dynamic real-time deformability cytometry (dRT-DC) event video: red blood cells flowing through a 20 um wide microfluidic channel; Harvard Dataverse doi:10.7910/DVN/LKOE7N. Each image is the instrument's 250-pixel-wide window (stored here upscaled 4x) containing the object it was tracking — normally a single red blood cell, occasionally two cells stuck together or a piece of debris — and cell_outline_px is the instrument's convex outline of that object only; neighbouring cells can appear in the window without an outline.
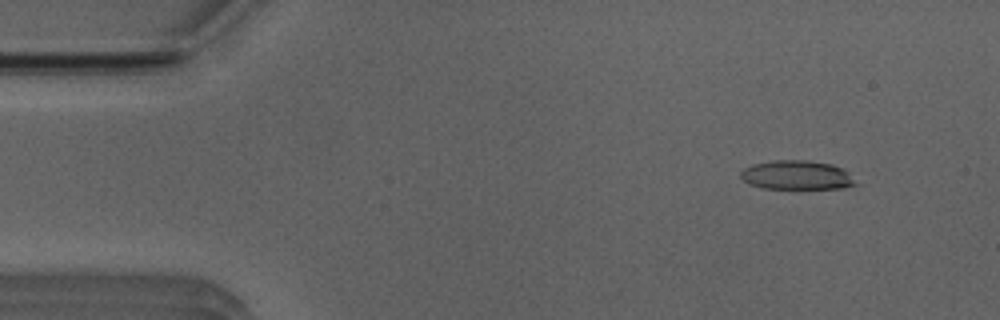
{"species": "Egyptian fruit bat (a non-hibernating species)", "species_latin": "Rousettus aegyptiacus", "temperature_condition": "room temperature", "stored_images_in_passage": 51, "camera_frame_rate_fps": 3000, "um_per_image_px": 0.085, "animal": {"sex": "male"}, "frame": {"image": 1, "passage_image": 5, "time_ms": 1.333, "image_size_px": [1000, 320], "cell_outline_px": [[860, 184], [844, 188], [760, 188], [744, 180], [740, 176], [740, 172], [744, 168], [752, 164], [772, 160], [808, 160], [832, 164], [840, 168]], "centroid_in_image_um": [67.71, 14.88], "position_along_channel_um": 17.3, "area_um2": 19.36}}
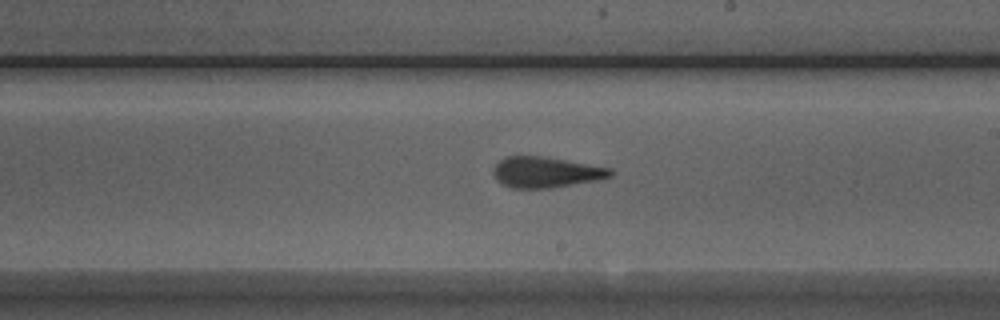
{"frame": {"image": 2, "passage_image": 29, "time_ms": 9.333, "image_size_px": [1000, 320], "cell_outline_px": [[612, 176], [596, 180], [552, 188], [512, 188], [496, 180], [492, 172], [492, 168], [504, 156], [540, 156], [612, 168]], "centroid_in_image_um": [46.36, 14.64], "position_along_channel_um": 242.6, "area_um2": 20.87}}
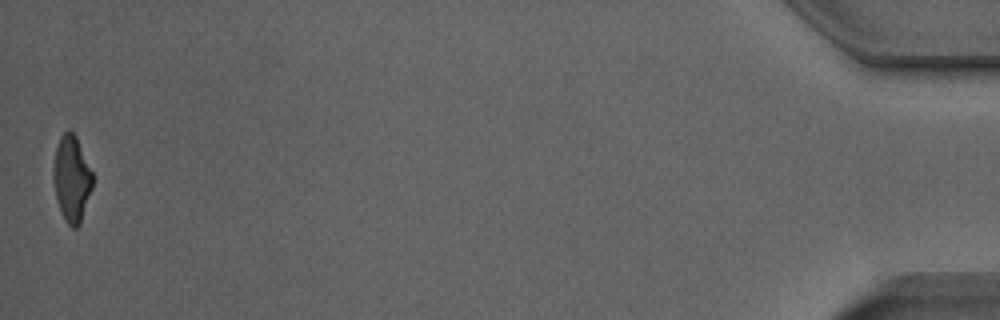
{"frame": {"image": 3, "passage_image": 51, "time_ms": 16.667, "image_size_px": [1000, 320], "cell_outline_px": [[92, 188], [80, 224], [76, 228], [72, 228], [68, 224], [60, 208], [56, 196], [56, 148], [60, 136], [68, 128], [76, 136], [92, 172]], "centroid_in_image_um": [6.14, 15.18], "position_along_channel_um": 429.1, "area_um2": 18.67}, "authors_computed_cell_mechanics": {"area_um2": 20.8658, "velocity_mm_per_s": 3.9436, "shape_relaxation_time_tau1_ms": 9.5002, "shape_relaxation_time_tau2_ms": 2.1723, "deformation_change_tau1": 0.2329, "deformation_change_tau2": 0.1346}}